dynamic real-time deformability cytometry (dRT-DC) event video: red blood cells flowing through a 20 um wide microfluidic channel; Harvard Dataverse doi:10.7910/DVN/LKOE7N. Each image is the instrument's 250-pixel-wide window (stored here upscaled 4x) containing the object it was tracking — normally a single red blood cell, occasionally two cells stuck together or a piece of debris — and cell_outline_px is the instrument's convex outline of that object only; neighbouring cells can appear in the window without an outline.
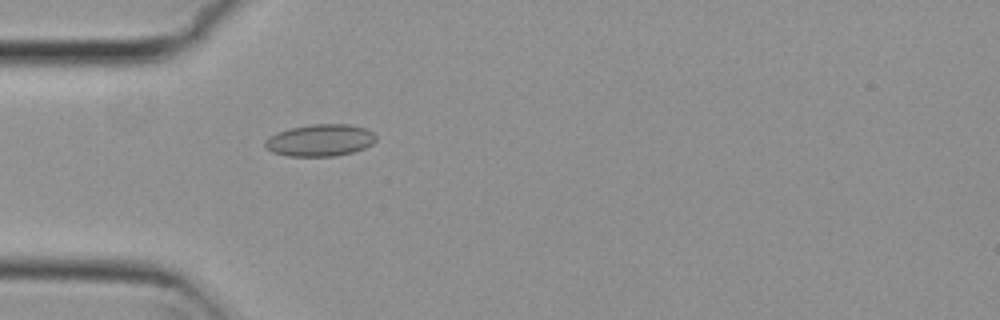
{"species": "common noctule bat (a hibernating species)", "species_latin": "Nyctalus noctula", "temperature_condition": "cold", "stored_images_in_passage": 5, "camera_frame_rate_fps": 3000, "um_per_image_px": 0.085, "animal": {"sex": "female", "body_mass_g": 29.2, "forearm_length_mm": 56.3}, "frame": {"image": 1, "passage_image": 5, "time_ms": 1.333, "image_size_px": [1000, 320], "cell_outline_px": [[376, 140], [372, 144], [364, 148], [352, 152], [336, 156], [288, 156], [272, 152], [264, 148], [264, 140], [268, 136], [276, 132], [288, 128], [312, 124], [352, 124], [364, 128], [372, 132], [376, 136]], "centroid_in_image_um": [27.16, 11.92], "position_along_channel_um": 57.8, "area_um2": 20.92}}